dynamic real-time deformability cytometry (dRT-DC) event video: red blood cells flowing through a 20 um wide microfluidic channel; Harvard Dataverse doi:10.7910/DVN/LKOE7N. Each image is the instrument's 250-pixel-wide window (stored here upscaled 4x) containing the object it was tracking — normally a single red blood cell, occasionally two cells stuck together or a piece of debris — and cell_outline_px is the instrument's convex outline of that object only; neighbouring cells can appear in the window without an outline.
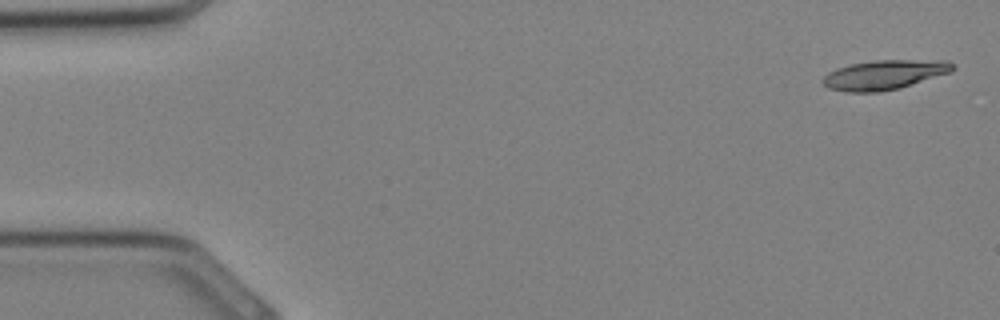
{"species": "Egyptian fruit bat (a non-hibernating species)", "species_latin": "Rousettus aegyptiacus", "temperature_condition": "cold", "stored_images_in_passage": 32, "camera_frame_rate_fps": 3000, "um_per_image_px": 0.085, "animal": {"sex": "female"}, "frame": {"image": 1, "passage_image": 1, "time_ms": 0.0, "image_size_px": [1000, 320], "cell_outline_px": [[956, 68], [948, 72], [900, 88], [880, 92], [844, 92], [828, 88], [824, 84], [824, 76], [828, 72], [836, 68], [852, 64], [872, 60], [948, 60], [956, 64]], "centroid_in_image_um": [75.17, 6.35], "position_along_channel_um": 9.8, "area_um2": 22.31}}
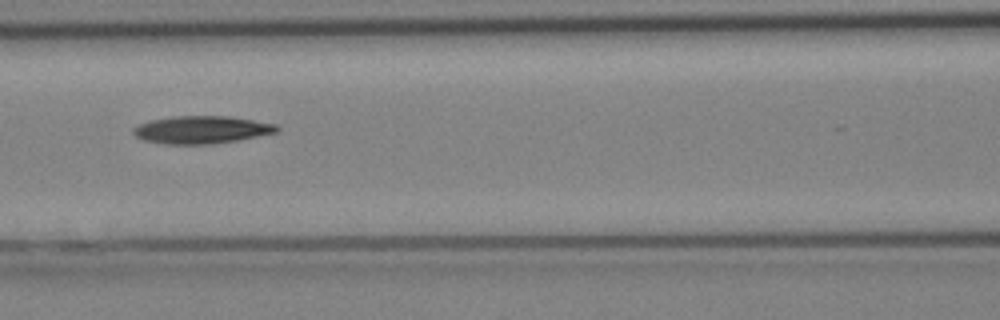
{"frame": {"image": 2, "passage_image": 14, "time_ms": 4.333, "image_size_px": [1000, 320], "cell_outline_px": [[280, 128], [276, 132], [236, 140], [212, 144], [164, 144], [144, 140], [136, 136], [132, 132], [132, 128], [140, 124], [152, 120], [172, 116], [228, 116], [280, 124]], "centroid_in_image_um": [17.14, 11.02], "position_along_channel_um": 149.5, "area_um2": 23.06}}
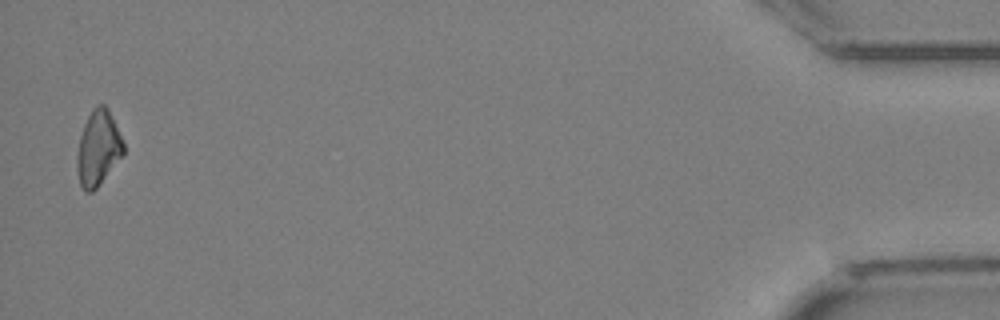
{"frame": {"image": 3, "passage_image": 32, "time_ms": 10.333, "image_size_px": [1000, 320], "cell_outline_px": [[124, 152], [96, 188], [92, 192], [84, 192], [80, 184], [76, 168], [76, 156], [80, 136], [84, 124], [92, 108], [96, 104], [104, 104], [108, 108], [124, 144]], "centroid_in_image_um": [8.31, 12.58], "position_along_channel_um": 426.9, "area_um2": 20.11}}